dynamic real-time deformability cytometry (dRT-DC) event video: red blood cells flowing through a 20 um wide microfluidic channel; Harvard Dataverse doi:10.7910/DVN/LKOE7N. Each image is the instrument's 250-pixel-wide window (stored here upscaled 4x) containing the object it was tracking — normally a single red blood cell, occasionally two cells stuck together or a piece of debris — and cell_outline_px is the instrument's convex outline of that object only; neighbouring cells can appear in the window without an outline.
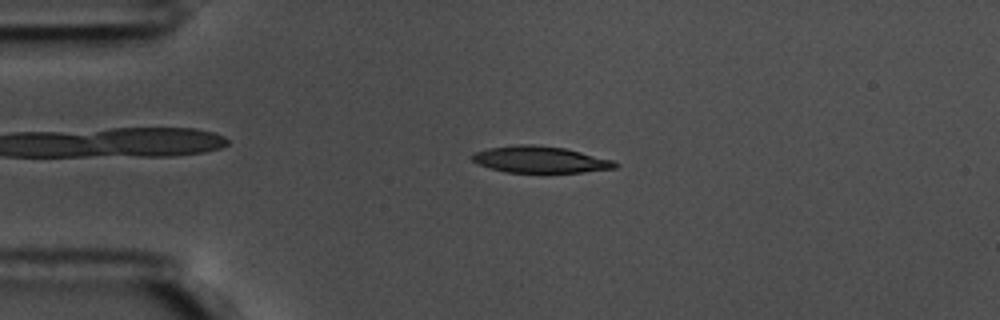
{"species": "common noctule bat (a hibernating species)", "species_latin": "Nyctalus noctula", "temperature_condition": "warm", "stored_images_in_passage": 56, "camera_frame_rate_fps": 3000, "um_per_image_px": 0.085, "animal": {"sex": "male", "body_mass_g": 17.5, "forearm_length_mm": 52.3}, "frame": {"image": 1, "passage_image": 13, "time_ms": 4.0, "image_size_px": [1000, 320], "cell_outline_px": [[620, 164], [616, 168], [584, 172], [504, 172], [480, 164], [472, 160], [472, 152], [488, 148], [520, 144], [536, 144], [564, 148], [612, 160]], "centroid_in_image_um": [45.91, 13.55], "position_along_channel_um": 39.1, "area_um2": 21.96}}
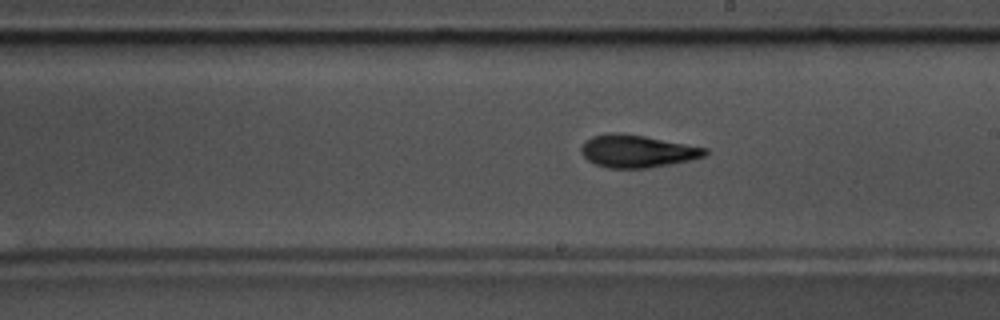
{"frame": {"image": 2, "passage_image": 32, "time_ms": 10.333, "image_size_px": [1000, 320], "cell_outline_px": [[708, 152], [704, 156], [672, 164], [648, 168], [608, 168], [592, 164], [580, 152], [580, 148], [592, 136], [608, 132], [616, 132], [644, 136], [708, 148]], "centroid_in_image_um": [54.13, 12.85], "position_along_channel_um": 234.9, "area_um2": 23.47}}
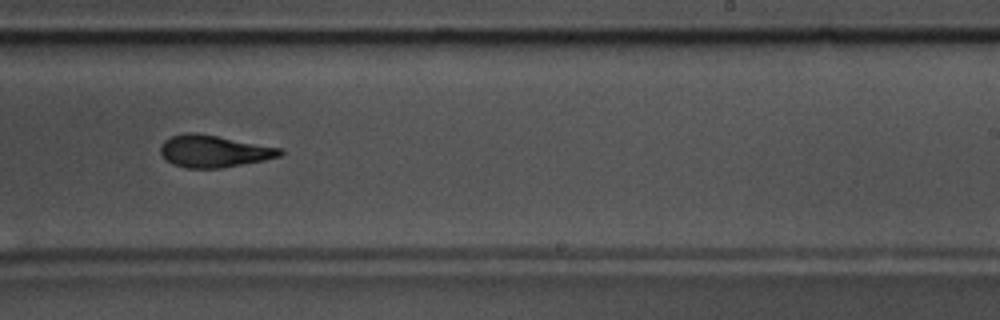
{"frame": {"image": 3, "passage_image": 35, "time_ms": 11.333, "image_size_px": [1000, 320], "cell_outline_px": [[284, 152], [280, 156], [264, 160], [220, 168], [188, 168], [172, 164], [160, 152], [160, 144], [164, 140], [172, 136], [184, 132], [196, 132], [284, 148]], "centroid_in_image_um": [18.19, 12.84], "position_along_channel_um": 270.8, "area_um2": 22.43}, "authors_computed_cell_mechanics": {"area_um2": 22.3397, "velocity_mm_per_s": 3.5994, "shape_relaxation_time_tau1_ms": 4.0042, "shape_relaxation_time_tau2_ms": 3.0071, "deformation_change_tau1": 0.1739, "deformation_change_tau2": 0.1172}}